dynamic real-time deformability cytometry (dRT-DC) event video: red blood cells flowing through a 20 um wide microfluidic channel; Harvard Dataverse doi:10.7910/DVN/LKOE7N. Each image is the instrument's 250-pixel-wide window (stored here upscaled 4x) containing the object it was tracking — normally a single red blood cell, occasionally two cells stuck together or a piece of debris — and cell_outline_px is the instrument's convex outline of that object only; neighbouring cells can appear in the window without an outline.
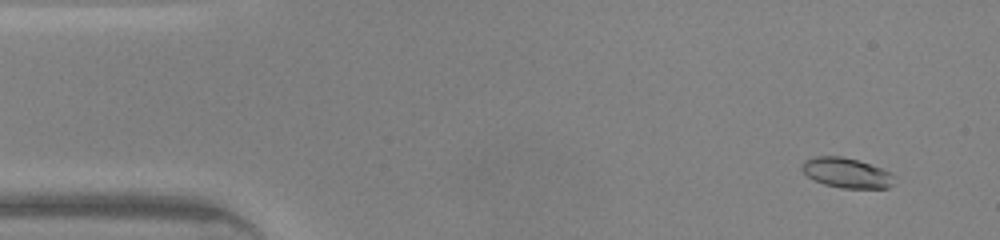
{"species": "common noctule bat (a hibernating species)", "species_latin": "Nyctalus noctula", "temperature_condition": "warm", "stored_images_in_passage": 47, "camera_frame_rate_fps": 3000, "um_per_image_px": 0.085, "animal": {"sex": "male", "body_mass_g": 20.0, "forearm_length_mm": 53.3}, "frame": {"image": 1, "passage_image": 4, "time_ms": 1.0, "image_size_px": [1000, 240], "cell_outline_px": [[896, 176], [892, 184], [888, 188], [840, 188], [824, 184], [808, 176], [800, 168], [800, 164], [804, 160], [816, 156], [840, 156], [856, 160], [892, 172]], "centroid_in_image_um": [71.96, 14.69], "position_along_channel_um": 13.0, "area_um2": 16.13}}
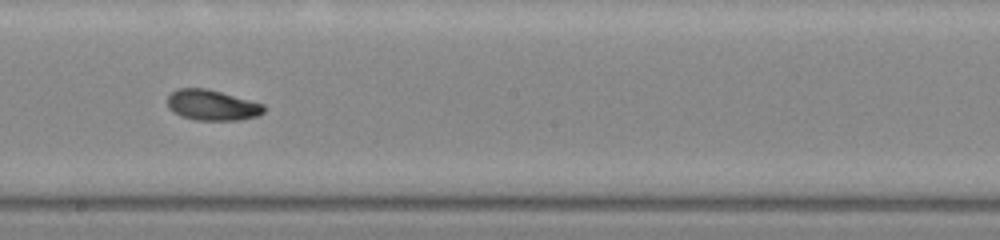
{"frame": {"image": 2, "passage_image": 26, "time_ms": 8.333, "image_size_px": [1000, 240], "cell_outline_px": [[264, 112], [260, 116], [240, 120], [196, 120], [180, 116], [168, 108], [168, 96], [172, 92], [180, 88], [204, 88], [220, 92], [264, 104]], "centroid_in_image_um": [18.03, 8.95], "position_along_channel_um": 230.2, "area_um2": 17.11}}
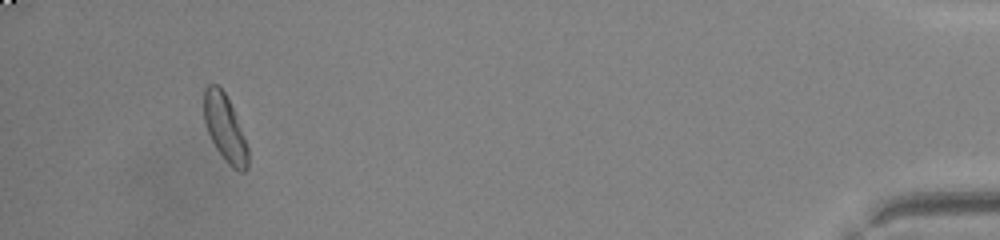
{"frame": {"image": 3, "passage_image": 44, "time_ms": 14.333, "image_size_px": [1000, 240], "cell_outline_px": [[248, 168], [244, 172], [240, 172], [232, 168], [228, 164], [216, 148], [208, 132], [204, 120], [204, 88], [208, 84], [216, 84], [224, 92], [232, 108], [248, 148]], "centroid_in_image_um": [19.11, 10.91], "position_along_channel_um": 416.1, "area_um2": 16.76}, "authors_computed_cell_mechanics": {"area_um2": 16.8776, "velocity_mm_per_s": 4.37, "shape_relaxation_time_tau1_ms": 3.3088, "shape_relaxation_time_tau2_ms": 3.1164, "deformation_change_tau1": 0.1473, "deformation_change_tau2": 0.0881}}